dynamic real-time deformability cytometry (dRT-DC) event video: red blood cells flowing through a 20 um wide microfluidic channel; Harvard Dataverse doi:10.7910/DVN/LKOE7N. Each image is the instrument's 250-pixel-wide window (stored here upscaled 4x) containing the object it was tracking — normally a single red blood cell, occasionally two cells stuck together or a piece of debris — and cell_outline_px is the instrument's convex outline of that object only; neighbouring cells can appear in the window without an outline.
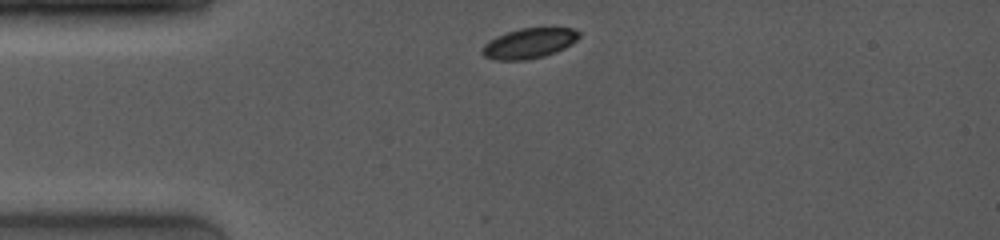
{"species": "common noctule bat (a hibernating species)", "species_latin": "Nyctalus noctula", "temperature_condition": "room temperature", "stored_images_in_passage": 3, "camera_frame_rate_fps": 4000, "um_per_image_px": 0.085, "animal": {"sex": "female", "body_mass_g": 19.0, "forearm_length_mm": 53.3}, "frame": {"image": 1, "passage_image": 1, "time_ms": 0.0, "image_size_px": [1000, 240], "cell_outline_px": [[580, 36], [572, 44], [556, 52], [544, 56], [524, 60], [492, 60], [484, 56], [480, 52], [480, 48], [488, 40], [496, 36], [520, 28], [552, 24], [572, 28], [580, 32]], "centroid_in_image_um": [45.0, 3.63], "position_along_channel_um": 40.0, "area_um2": 17.92}}